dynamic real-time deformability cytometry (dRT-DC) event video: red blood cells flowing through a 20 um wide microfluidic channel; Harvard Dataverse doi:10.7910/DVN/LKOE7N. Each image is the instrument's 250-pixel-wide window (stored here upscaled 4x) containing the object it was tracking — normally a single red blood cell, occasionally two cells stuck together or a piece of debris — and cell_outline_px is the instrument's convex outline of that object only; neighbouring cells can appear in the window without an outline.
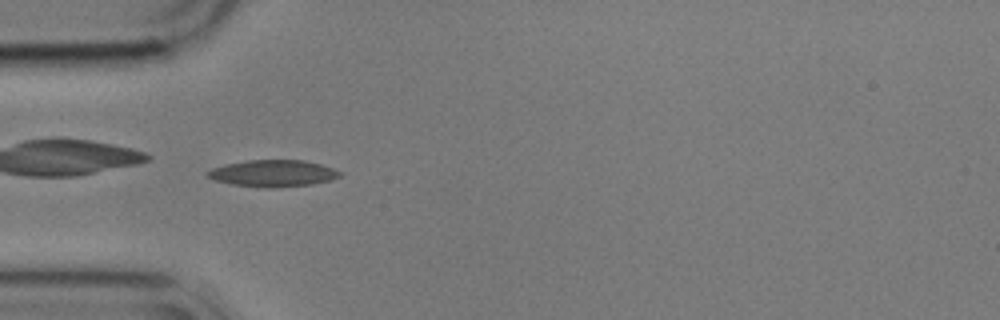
{"species": "common noctule bat (a hibernating species)", "species_latin": "Nyctalus noctula", "temperature_condition": "cold", "stored_images_in_passage": 54, "camera_frame_rate_fps": 3000, "um_per_image_px": 0.085, "animal": {"sex": "male", "body_mass_g": 17.9}, "frame": {"image": 1, "passage_image": 16, "time_ms": 5.0, "image_size_px": [1000, 320], "cell_outline_px": [[344, 172], [340, 176], [332, 180], [312, 184], [276, 188], [264, 188], [232, 184], [216, 180], [208, 176], [204, 172], [212, 168], [224, 164], [248, 160], [304, 160], [320, 164]], "centroid_in_image_um": [23.22, 14.73], "position_along_channel_um": 61.8, "area_um2": 20.75}, "authors_computed_cell_mechanics": {"area_um2": 19.1318, "velocity_mm_per_s": 3.5464, "shape_relaxation_time_tau1_ms": 3.7235, "shape_relaxation_time_tau2_ms": 8.952, "deformation_change_tau1": 0.1312, "deformation_change_tau2": 0.1673}}